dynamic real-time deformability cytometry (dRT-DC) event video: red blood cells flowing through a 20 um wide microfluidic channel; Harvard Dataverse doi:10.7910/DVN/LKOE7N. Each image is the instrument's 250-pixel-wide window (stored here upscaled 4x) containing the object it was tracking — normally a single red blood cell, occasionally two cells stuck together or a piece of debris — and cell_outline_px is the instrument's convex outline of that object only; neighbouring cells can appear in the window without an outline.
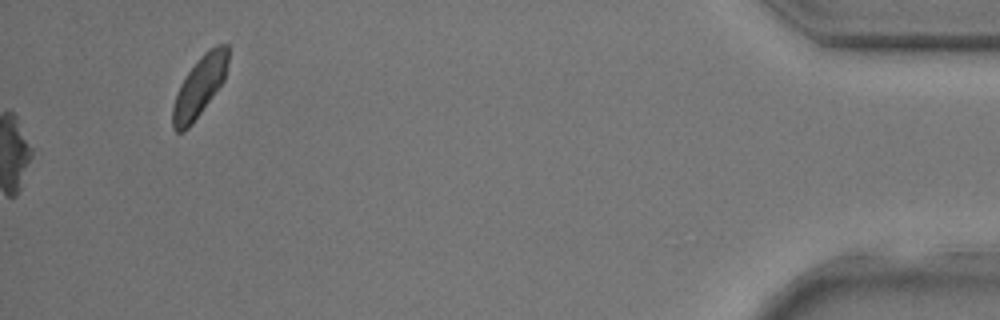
{"species": "common noctule bat (a hibernating species)", "species_latin": "Nyctalus noctula", "temperature_condition": "room temperature", "stored_images_in_passage": 32, "camera_frame_rate_fps": 3000, "um_per_image_px": 0.085, "animal": {"sex": "male", "body_mass_g": 17.9, "forearm_length_mm": 54.2}, "frame": {"image": 1, "passage_image": 32, "time_ms": 10.333, "image_size_px": [1000, 320], "cell_outline_px": [[228, 64], [224, 80], [192, 124], [184, 132], [176, 132], [172, 128], [172, 108], [180, 84], [188, 72], [204, 52], [208, 48], [220, 44], [228, 44]], "centroid_in_image_um": [16.95, 7.36], "position_along_channel_um": 418.2, "area_um2": 19.25}}